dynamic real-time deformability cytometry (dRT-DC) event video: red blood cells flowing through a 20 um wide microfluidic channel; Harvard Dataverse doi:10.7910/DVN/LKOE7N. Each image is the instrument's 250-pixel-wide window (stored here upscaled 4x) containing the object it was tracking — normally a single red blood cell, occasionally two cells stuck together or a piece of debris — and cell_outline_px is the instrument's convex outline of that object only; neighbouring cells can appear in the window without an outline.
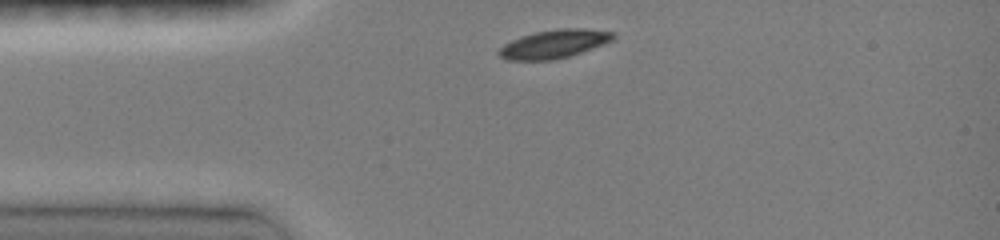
{"species": "common noctule bat (a hibernating species)", "species_latin": "Nyctalus noctula", "temperature_condition": "room temperature", "stored_images_in_passage": 2, "camera_frame_rate_fps": 3000, "um_per_image_px": 0.085, "animal": {"sex": "female", "body_mass_g": 19.0, "forearm_length_mm": 51.5}, "frame": {"image": 1, "passage_image": 1, "time_ms": 0.0, "image_size_px": [1000, 240], "cell_outline_px": [[616, 36], [612, 40], [604, 44], [556, 60], [508, 60], [500, 56], [496, 52], [504, 44], [512, 40], [536, 32], [560, 28], [584, 28], [612, 32]], "centroid_in_image_um": [47.09, 3.74], "position_along_channel_um": 37.9, "area_um2": 18.73}}